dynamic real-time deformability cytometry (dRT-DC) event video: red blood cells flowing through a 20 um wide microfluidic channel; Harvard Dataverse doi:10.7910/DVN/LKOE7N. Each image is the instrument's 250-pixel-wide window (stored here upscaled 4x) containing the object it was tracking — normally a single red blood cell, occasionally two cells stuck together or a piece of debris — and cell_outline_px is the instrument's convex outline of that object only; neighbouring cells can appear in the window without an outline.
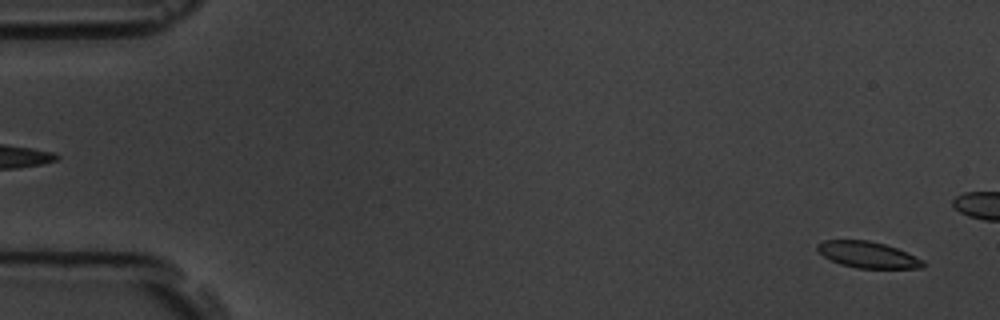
{"species": "common noctule bat (a hibernating species)", "species_latin": "Nyctalus noctula", "temperature_condition": "room temperature", "stored_images_in_passage": 6, "segment_of_instrument_passage": [2, 2], "camera_frame_rate_fps": 3000, "um_per_image_px": 0.085, "animal": {"sex": "male", "body_mass_g": 19.5, "forearm_length_mm": 54.6}, "frame": {"image": 1, "passage_image": 6, "time_ms": 5.667, "image_size_px": [1000, 320], "cell_outline_px": [[924, 268], [856, 268], [840, 264], [824, 256], [816, 248], [816, 244], [824, 240], [868, 240], [884, 244], [896, 248], [924, 260]], "centroid_in_image_um": [73.75, 21.65], "position_along_channel_um": 11.2, "area_um2": 16.07}}